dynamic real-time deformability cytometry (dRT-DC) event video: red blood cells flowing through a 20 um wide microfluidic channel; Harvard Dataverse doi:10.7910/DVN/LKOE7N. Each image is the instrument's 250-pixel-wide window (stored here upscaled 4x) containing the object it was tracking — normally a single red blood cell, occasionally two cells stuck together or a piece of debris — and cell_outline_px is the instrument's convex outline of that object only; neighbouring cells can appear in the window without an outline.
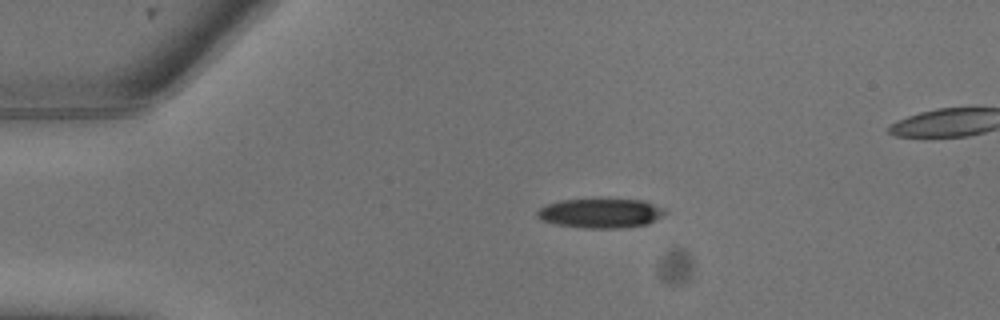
{"species": "common noctule bat (a hibernating species)", "species_latin": "Nyctalus noctula", "temperature_condition": "warm", "stored_images_in_passage": 12, "camera_frame_rate_fps": 3000, "um_per_image_px": 0.085, "animal": {"sex": "male", "body_mass_g": 13.3}, "frame": {"image": 1, "passage_image": 4, "time_ms": 1.0, "image_size_px": [1000, 320], "cell_outline_px": [[668, 212], [648, 224], [620, 228], [584, 228], [556, 224], [540, 220], [536, 216], [536, 212], [540, 208], [548, 204], [560, 200], [644, 200], [664, 208]], "centroid_in_image_um": [51.05, 18.13], "position_along_channel_um": 33.9, "area_um2": 21.79}}
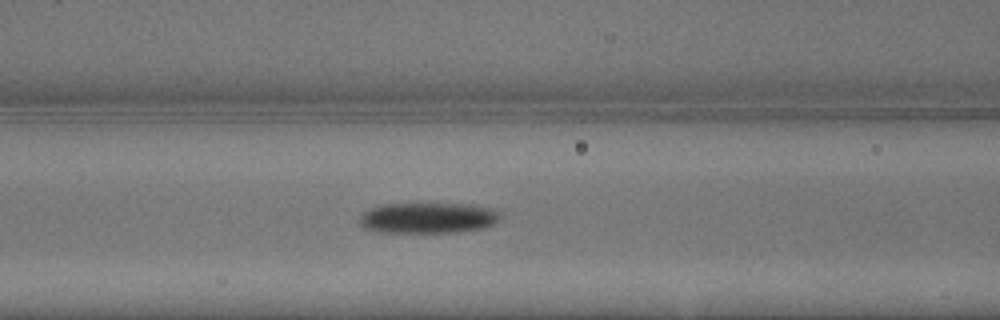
{"frame": {"image": 2, "passage_image": 9, "time_ms": 2.667, "image_size_px": [1000, 320], "cell_outline_px": [[500, 216], [492, 224], [484, 228], [456, 232], [376, 232], [364, 228], [360, 224], [360, 216], [368, 208], [384, 204], [468, 204], [492, 208], [500, 212]], "centroid_in_image_um": [36.35, 18.52], "position_along_channel_um": 130.3, "area_um2": 25.14}}
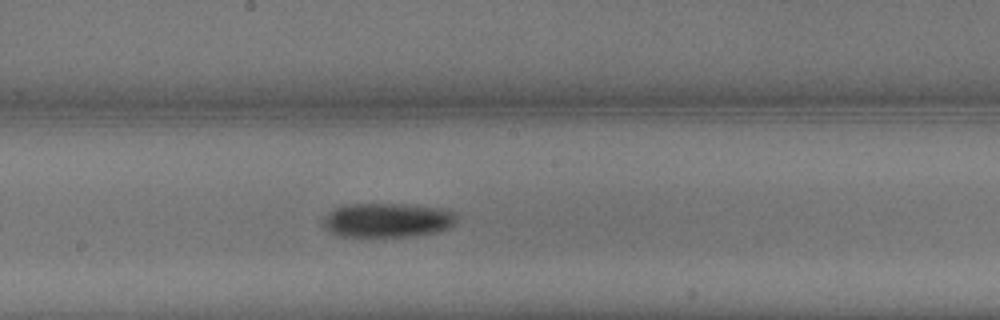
{"frame": {"image": 3, "passage_image": 12, "time_ms": 3.667, "image_size_px": [1000, 320], "cell_outline_px": [[456, 220], [448, 228], [436, 232], [416, 236], [336, 236], [328, 232], [324, 228], [324, 216], [328, 212], [344, 204], [408, 204], [444, 208], [456, 212]], "centroid_in_image_um": [32.92, 18.71], "position_along_channel_um": 215.3, "area_um2": 26.93}}